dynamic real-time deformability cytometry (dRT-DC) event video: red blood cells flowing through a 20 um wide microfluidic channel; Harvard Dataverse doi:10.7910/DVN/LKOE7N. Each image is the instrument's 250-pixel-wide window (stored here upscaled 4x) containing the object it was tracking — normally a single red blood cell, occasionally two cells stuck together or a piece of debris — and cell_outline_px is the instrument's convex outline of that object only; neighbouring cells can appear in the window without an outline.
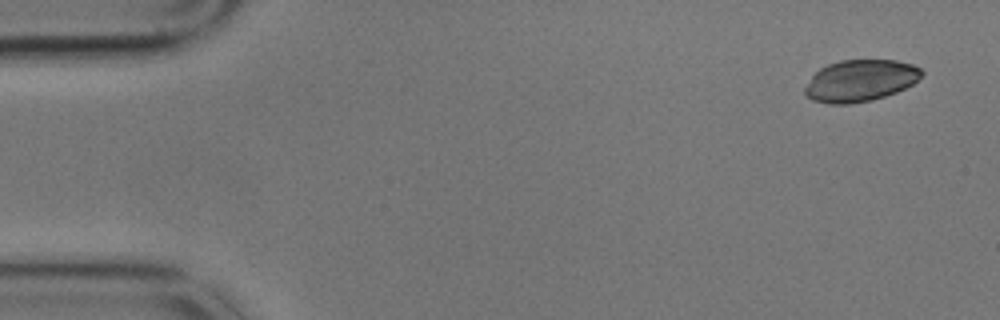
{"species": "common noctule bat (a hibernating species)", "species_latin": "Nyctalus noctula", "temperature_condition": "cold", "stored_images_in_passage": 8, "camera_frame_rate_fps": 3000, "um_per_image_px": 0.085, "animal": {"sex": "male", "body_mass_g": 17.9}, "frame": {"image": 1, "passage_image": 1, "time_ms": 0.0, "image_size_px": [1000, 320], "cell_outline_px": [[924, 72], [912, 84], [896, 92], [872, 100], [848, 104], [832, 104], [812, 100], [804, 92], [804, 88], [812, 76], [820, 68], [828, 64], [840, 60], [896, 60], [912, 64], [920, 68]], "centroid_in_image_um": [73.11, 6.85], "position_along_channel_um": 11.9, "area_um2": 28.21}}
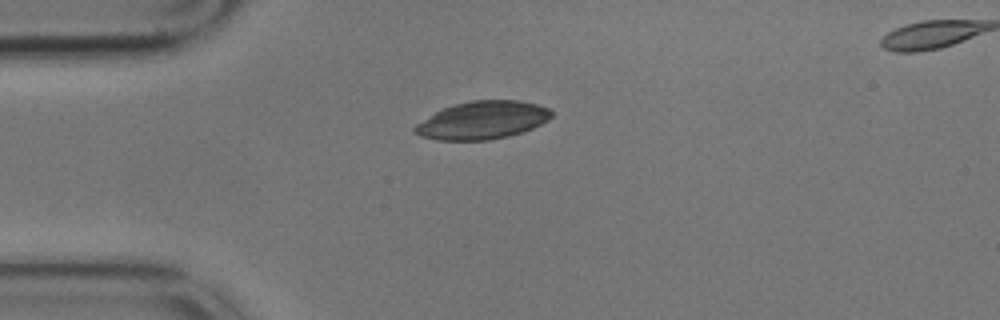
{"frame": {"image": 2, "passage_image": 4, "time_ms": 1.0, "image_size_px": [1000, 320], "cell_outline_px": [[552, 116], [548, 120], [532, 128], [508, 136], [488, 140], [436, 140], [424, 136], [416, 132], [412, 128], [416, 124], [436, 112], [444, 108], [456, 104], [472, 100], [520, 100], [536, 104], [548, 108], [552, 112]], "centroid_in_image_um": [41.03, 10.21], "position_along_channel_um": 44.0, "area_um2": 29.77}}
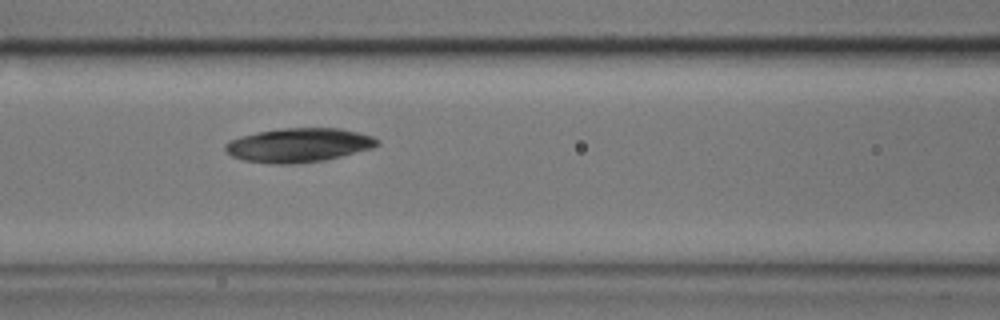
{"frame": {"image": 3, "passage_image": 7, "time_ms": 2.0, "image_size_px": [1000, 320], "cell_outline_px": [[380, 144], [372, 148], [324, 160], [296, 164], [272, 164], [244, 160], [232, 156], [224, 148], [224, 144], [228, 140], [240, 136], [260, 132], [284, 128], [340, 128], [372, 136], [380, 140]], "centroid_in_image_um": [25.38, 12.34], "position_along_channel_um": 141.2, "area_um2": 30.06}}